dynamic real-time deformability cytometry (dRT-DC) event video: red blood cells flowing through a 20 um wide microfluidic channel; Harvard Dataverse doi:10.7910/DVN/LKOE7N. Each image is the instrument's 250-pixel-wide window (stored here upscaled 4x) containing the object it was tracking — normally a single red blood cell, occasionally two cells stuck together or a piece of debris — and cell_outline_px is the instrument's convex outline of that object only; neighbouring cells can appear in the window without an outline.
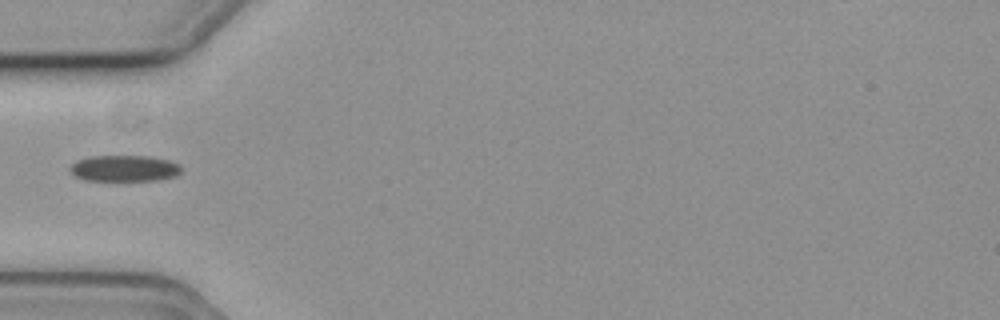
{"species": "common noctule bat (a hibernating species)", "species_latin": "Nyctalus noctula", "temperature_condition": "cold", "stored_images_in_passage": 38, "camera_frame_rate_fps": 3000, "um_per_image_px": 0.085, "animal": {"sex": "female", "body_mass_g": 19.3, "forearm_length_mm": 54.1}, "frame": {"image": 1, "passage_image": 1, "time_ms": 0.0, "image_size_px": [1000, 320], "cell_outline_px": [[180, 172], [176, 176], [156, 180], [84, 180], [72, 176], [68, 168], [76, 160], [88, 156], [148, 156], [168, 160], [180, 164]], "centroid_in_image_um": [10.51, 14.3], "position_along_channel_um": 74.5, "area_um2": 17.11}}
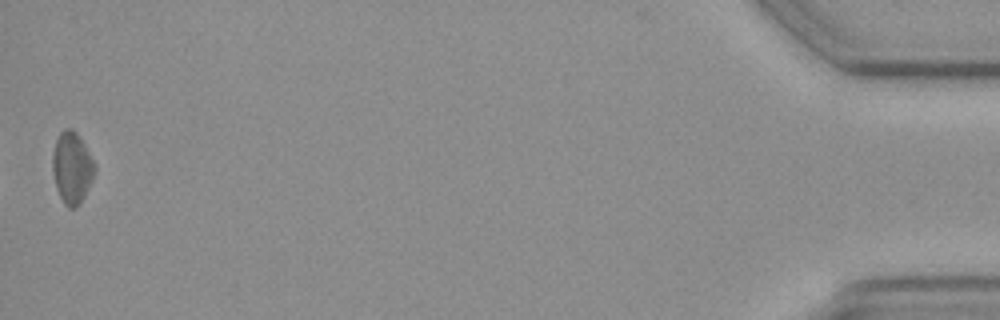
{"frame": {"image": 2, "passage_image": 38, "time_ms": 12.333, "image_size_px": [1000, 320], "cell_outline_px": [[96, 172], [80, 204], [76, 208], [68, 208], [64, 204], [56, 188], [52, 168], [52, 152], [56, 140], [60, 132], [64, 128], [72, 128], [76, 132], [84, 144], [96, 168]], "centroid_in_image_um": [6.1, 14.26], "position_along_channel_um": 429.1, "area_um2": 17.57}}